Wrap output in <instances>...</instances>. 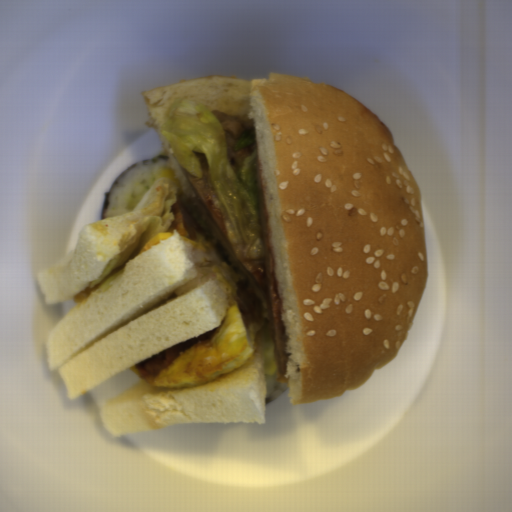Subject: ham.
Returning <instances> with one entry per match:
<instances>
[{"mask_svg": "<svg viewBox=\"0 0 512 512\" xmlns=\"http://www.w3.org/2000/svg\"><path fill=\"white\" fill-rule=\"evenodd\" d=\"M125 267H126L125 264H122L121 266L114 268L112 270V272L109 275H107L106 277H104L100 283L95 284L93 288H90V284H89L83 291H81L77 295L73 296L72 300L75 303L84 302L89 297L90 293L92 291H94L95 289H97L99 286H101L107 278H109L111 275H113L114 273H116L117 271H119L120 269L125 268Z\"/></svg>", "mask_w": 512, "mask_h": 512, "instance_id": "obj_2", "label": "ham"}, {"mask_svg": "<svg viewBox=\"0 0 512 512\" xmlns=\"http://www.w3.org/2000/svg\"><path fill=\"white\" fill-rule=\"evenodd\" d=\"M170 212L173 213L174 220L167 232L174 234V231H178L179 236L186 237L192 241H198L197 239V228L183 206L173 203Z\"/></svg>", "mask_w": 512, "mask_h": 512, "instance_id": "obj_1", "label": "ham"}]
</instances>
